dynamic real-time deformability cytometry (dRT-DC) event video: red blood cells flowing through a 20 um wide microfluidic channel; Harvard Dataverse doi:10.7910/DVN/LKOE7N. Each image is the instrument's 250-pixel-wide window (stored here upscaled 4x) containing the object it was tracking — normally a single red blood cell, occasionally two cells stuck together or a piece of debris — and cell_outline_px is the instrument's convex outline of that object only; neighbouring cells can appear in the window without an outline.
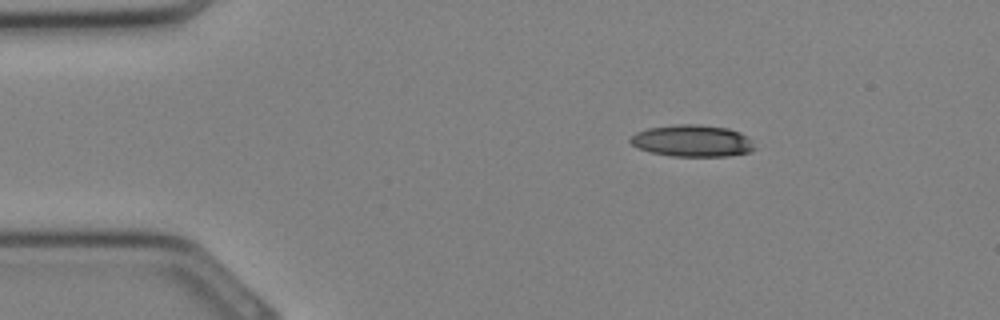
{"species": "Egyptian fruit bat (a non-hibernating species)", "species_latin": "Rousettus aegyptiacus", "temperature_condition": "cold", "stored_images_in_passage": 28, "camera_frame_rate_fps": 3000, "um_per_image_px": 0.085, "animal": {"sex": "female"}, "frame": {"image": 1, "passage_image": 1, "time_ms": 0.0, "image_size_px": [1000, 320], "cell_outline_px": [[756, 148], [752, 152], [728, 156], [672, 156], [648, 152], [632, 144], [628, 140], [636, 132], [648, 128], [676, 124], [696, 124], [728, 128], [740, 132], [748, 136]], "centroid_in_image_um": [58.87, 11.97], "position_along_channel_um": 26.1, "area_um2": 23.18}}
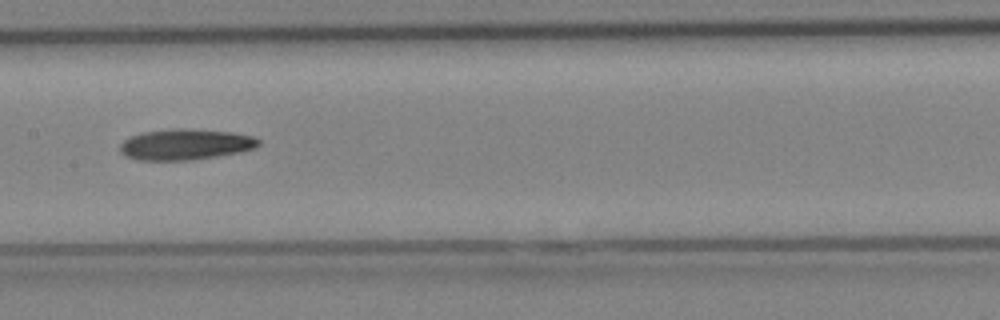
{"frame": {"image": 2, "passage_image": 12, "time_ms": 3.667, "image_size_px": [1000, 320], "cell_outline_px": [[260, 144], [256, 148], [240, 152], [192, 160], [136, 160], [124, 156], [120, 152], [120, 144], [128, 136], [140, 132], [172, 128], [188, 128], [232, 132], [252, 136], [260, 140]], "centroid_in_image_um": [15.72, 12.27], "position_along_channel_um": 191.7, "area_um2": 25.32}}
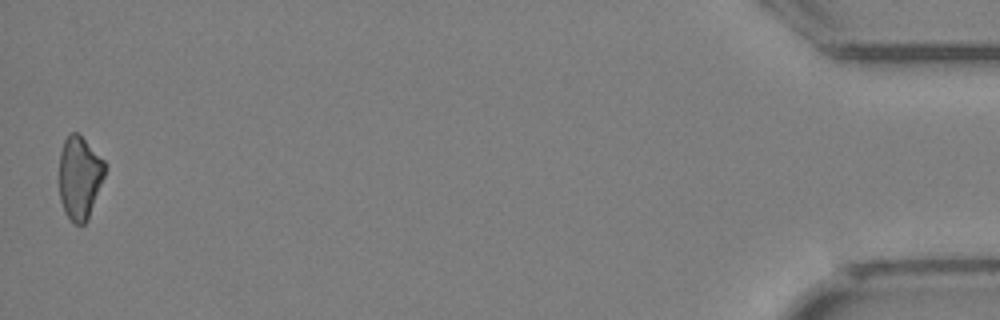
{"frame": {"image": 3, "passage_image": 28, "time_ms": 9.0, "image_size_px": [1000, 320], "cell_outline_px": [[108, 168], [88, 220], [84, 224], [72, 224], [64, 212], [60, 200], [60, 152], [64, 140], [72, 132], [76, 132], [108, 164]], "centroid_in_image_um": [6.79, 15.14], "position_along_channel_um": 428.4, "area_um2": 22.31}}